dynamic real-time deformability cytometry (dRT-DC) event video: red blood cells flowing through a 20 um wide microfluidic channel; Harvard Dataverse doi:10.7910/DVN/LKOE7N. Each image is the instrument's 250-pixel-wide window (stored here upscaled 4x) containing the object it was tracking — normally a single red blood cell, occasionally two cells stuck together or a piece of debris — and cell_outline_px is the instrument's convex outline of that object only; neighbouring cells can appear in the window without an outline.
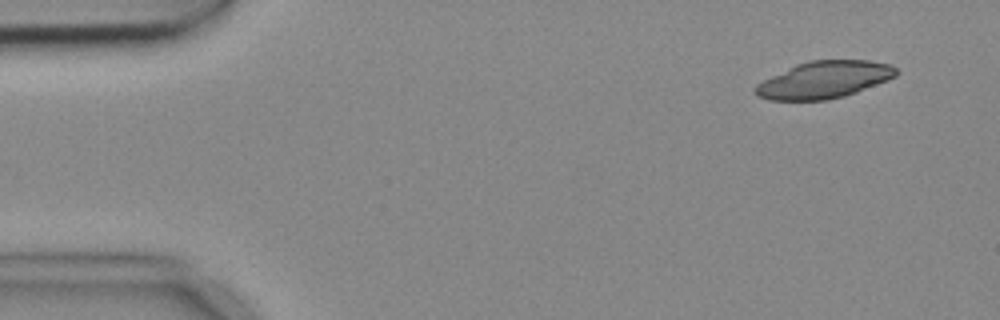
{"species": "common noctule bat (a hibernating species)", "species_latin": "Nyctalus noctula", "temperature_condition": "cold", "stored_images_in_passage": 4, "camera_frame_rate_fps": 3000, "um_per_image_px": 0.085, "animal": {"sex": "female", "body_mass_g": 18.4}, "frame": {"image": 1, "passage_image": 1, "time_ms": 0.0, "image_size_px": [1000, 320], "cell_outline_px": [[900, 72], [896, 76], [888, 80], [856, 92], [844, 96], [828, 100], [768, 100], [756, 96], [752, 92], [752, 88], [756, 84], [796, 64], [808, 60], [868, 60], [892, 64]], "centroid_in_image_um": [70.05, 6.78], "position_along_channel_um": 15.0, "area_um2": 30.63}}